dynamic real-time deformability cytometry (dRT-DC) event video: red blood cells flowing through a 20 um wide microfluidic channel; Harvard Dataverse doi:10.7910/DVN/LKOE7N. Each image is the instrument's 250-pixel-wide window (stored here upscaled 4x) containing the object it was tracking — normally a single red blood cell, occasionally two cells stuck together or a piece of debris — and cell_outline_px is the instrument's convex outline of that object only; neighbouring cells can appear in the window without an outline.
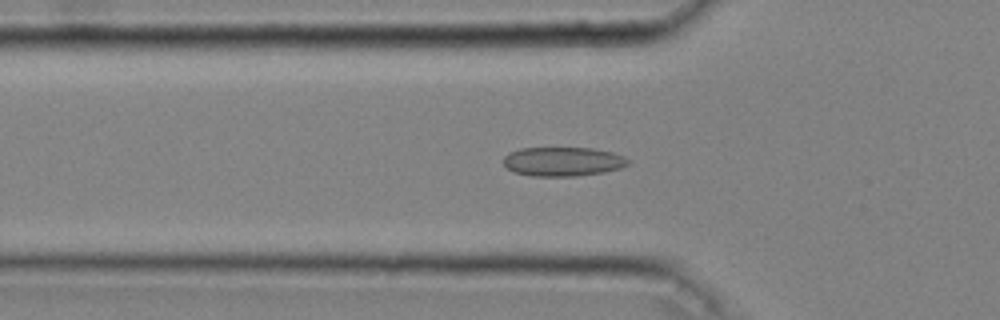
{"species": "common noctule bat (a hibernating species)", "species_latin": "Nyctalus noctula", "temperature_condition": "cold", "stored_images_in_passage": 39, "camera_frame_rate_fps": 3000, "um_per_image_px": 0.085, "animal": {"sex": "male", "body_mass_g": 20.4}, "frame": {"image": 1, "passage_image": 8, "time_ms": 2.333, "image_size_px": [1000, 320], "cell_outline_px": [[628, 164], [620, 168], [604, 172], [576, 176], [532, 176], [516, 172], [508, 168], [504, 164], [504, 156], [508, 152], [520, 148], [592, 148], [612, 152], [624, 156], [628, 160]], "centroid_in_image_um": [47.84, 13.73], "position_along_channel_um": 78.0, "area_um2": 21.1}}
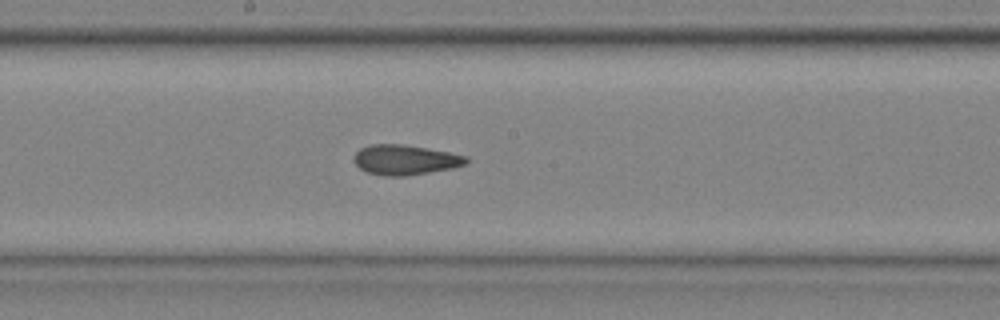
{"frame": {"image": 2, "passage_image": 18, "time_ms": 5.667, "image_size_px": [1000, 320], "cell_outline_px": [[468, 164], [452, 168], [404, 176], [384, 176], [368, 172], [360, 168], [352, 160], [352, 156], [360, 148], [368, 144], [404, 144], [428, 148], [468, 156]], "centroid_in_image_um": [34.42, 13.57], "position_along_channel_um": 213.8, "area_um2": 19.77}}
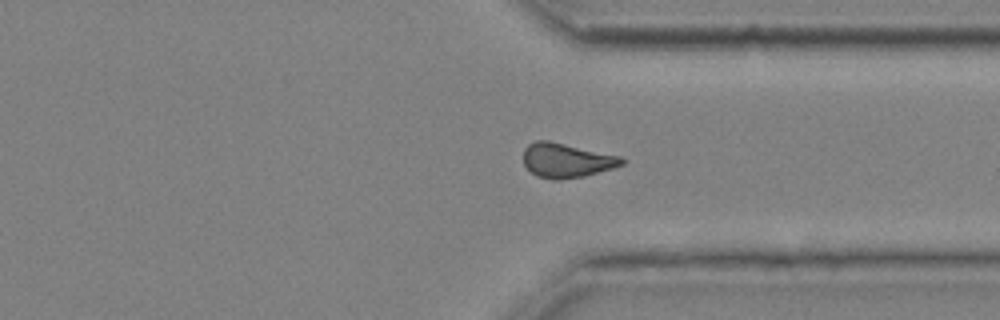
{"frame": {"image": 3, "passage_image": 29, "time_ms": 9.333, "image_size_px": [1000, 320], "cell_outline_px": [[628, 160], [624, 164], [612, 168], [584, 176], [556, 180], [552, 180], [536, 176], [524, 164], [524, 148], [528, 144], [536, 140], [548, 140], [620, 156]], "centroid_in_image_um": [48.16, 13.63], "position_along_channel_um": 363.2, "area_um2": 19.71}, "authors_computed_cell_mechanics": {"area_um2": 19.8254, "velocity_mm_per_s": 4.0643, "shape_relaxation_time_tau1_ms": null, "shape_relaxation_time_tau2_ms": 2.5844, "deformation_change_tau1": null, "deformation_change_tau2": 0.0841}}